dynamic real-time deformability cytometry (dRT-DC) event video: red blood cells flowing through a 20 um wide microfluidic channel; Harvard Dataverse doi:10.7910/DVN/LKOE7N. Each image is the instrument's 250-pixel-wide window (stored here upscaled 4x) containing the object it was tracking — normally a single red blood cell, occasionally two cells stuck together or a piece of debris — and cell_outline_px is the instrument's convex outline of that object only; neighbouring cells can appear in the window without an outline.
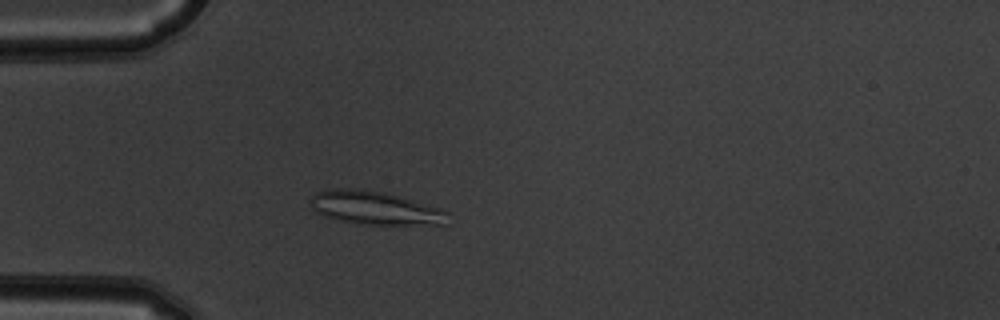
{"species": "common noctule bat (a hibernating species)", "species_latin": "Nyctalus noctula", "temperature_condition": "warm", "stored_images_in_passage": 51, "camera_frame_rate_fps": 3000, "um_per_image_px": 0.085, "animal": {"sex": "male", "body_mass_g": 19.5, "forearm_length_mm": 54.6}, "frame": {"image": 1, "passage_image": 14, "time_ms": 4.333, "image_size_px": [1000, 320], "cell_outline_px": [[448, 212], [444, 224], [360, 224], [324, 216], [316, 212], [308, 204], [308, 200], [316, 192], [328, 188], [360, 188], [388, 192], [440, 208]], "centroid_in_image_um": [31.8, 17.64], "position_along_channel_um": 53.2, "area_um2": 26.88}}
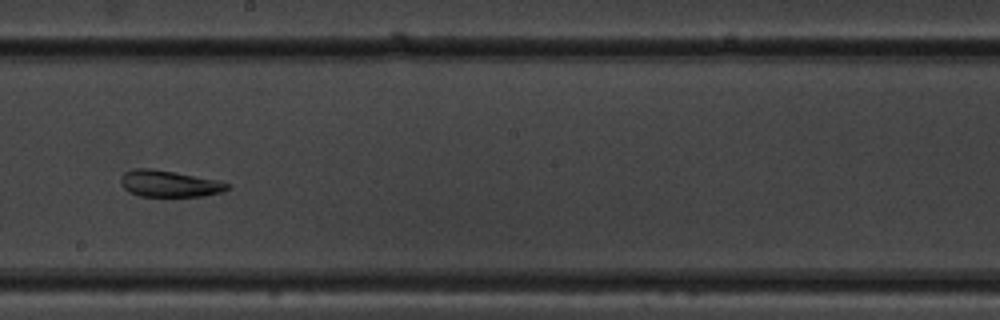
{"frame": {"image": 2, "passage_image": 29, "time_ms": 9.333, "image_size_px": [1000, 320], "cell_outline_px": [[232, 188], [224, 192], [204, 196], [140, 196], [128, 192], [120, 184], [120, 176], [124, 172], [136, 168], [152, 168], [176, 172], [216, 180], [232, 184]], "centroid_in_image_um": [14.4, 15.61], "position_along_channel_um": 233.8, "area_um2": 16.76}}
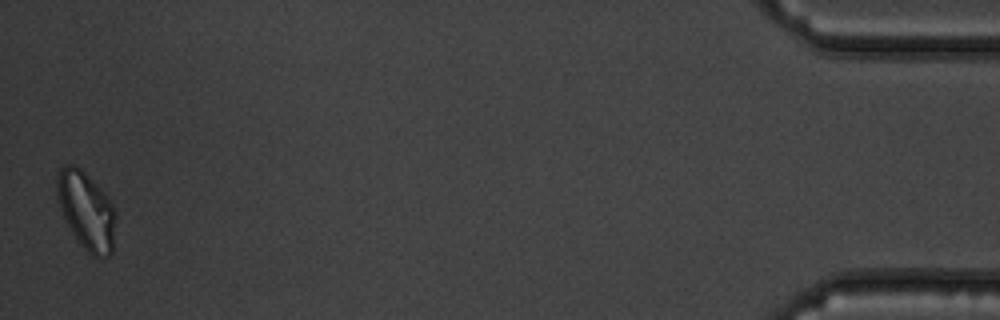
{"frame": {"image": 3, "passage_image": 51, "time_ms": 16.667, "image_size_px": [1000, 320], "cell_outline_px": [[116, 216], [112, 252], [108, 256], [92, 256], [76, 240], [56, 200], [56, 184], [60, 168], [64, 164], [76, 164], [108, 196], [116, 212]], "centroid_in_image_um": [7.33, 17.88], "position_along_channel_um": 427.9, "area_um2": 26.65}}